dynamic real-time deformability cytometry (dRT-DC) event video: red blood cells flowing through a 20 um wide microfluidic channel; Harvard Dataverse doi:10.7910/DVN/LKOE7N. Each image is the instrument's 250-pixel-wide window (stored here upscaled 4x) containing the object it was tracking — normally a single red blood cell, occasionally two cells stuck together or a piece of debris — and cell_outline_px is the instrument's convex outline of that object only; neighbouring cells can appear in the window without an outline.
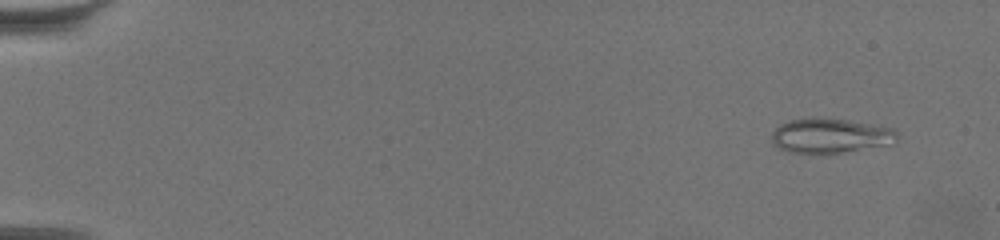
{"species": "common noctule bat (a hibernating species)", "species_latin": "Nyctalus noctula", "temperature_condition": "warm", "stored_images_in_passage": 63, "camera_frame_rate_fps": 3000, "um_per_image_px": 0.085, "animal": {"sex": "female", "body_mass_g": 19.5, "forearm_length_mm": 54.1}, "frame": {"image": 1, "passage_image": 5, "time_ms": 1.333, "image_size_px": [1000, 240], "cell_outline_px": [[900, 136], [896, 144], [840, 152], [788, 152], [776, 148], [772, 144], [772, 132], [780, 124], [788, 120], [812, 116], [848, 120], [892, 128]], "centroid_in_image_um": [70.58, 11.51], "position_along_channel_um": 14.4, "area_um2": 25.61}}
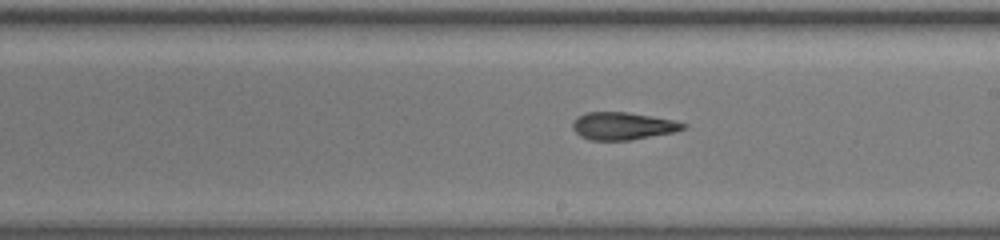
{"frame": {"image": 2, "passage_image": 38, "time_ms": 12.333, "image_size_px": [1000, 240], "cell_outline_px": [[688, 128], [676, 132], [632, 140], [588, 140], [580, 136], [572, 128], [572, 124], [576, 116], [584, 112], [628, 112], [672, 120], [688, 124]], "centroid_in_image_um": [52.94, 10.71], "position_along_channel_um": 236.1, "area_um2": 17.98}}
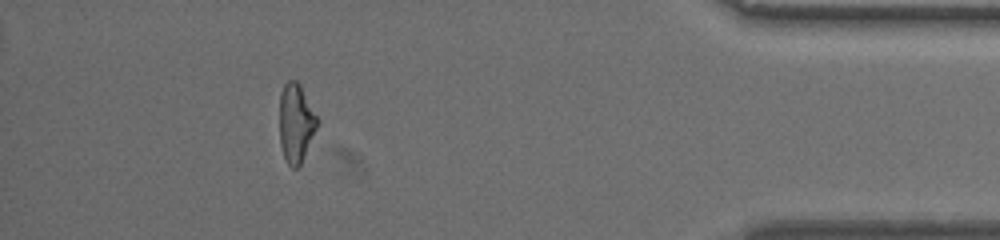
{"frame": {"image": 3, "passage_image": 57, "time_ms": 18.667, "image_size_px": [1000, 240], "cell_outline_px": [[320, 120], [300, 164], [296, 168], [292, 168], [288, 164], [284, 156], [280, 144], [280, 92], [284, 84], [288, 80], [296, 80], [300, 84]], "centroid_in_image_um": [25.16, 10.41], "position_along_channel_um": 410.0, "area_um2": 17.28}, "authors_computed_cell_mechanics": {"area_um2": 18.3226, "velocity_mm_per_s": 3.4342, "shape_relaxation_time_tau1_ms": null, "shape_relaxation_time_tau2_ms": 2.9447, "deformation_change_tau1": null, "deformation_change_tau2": 0.1248}}